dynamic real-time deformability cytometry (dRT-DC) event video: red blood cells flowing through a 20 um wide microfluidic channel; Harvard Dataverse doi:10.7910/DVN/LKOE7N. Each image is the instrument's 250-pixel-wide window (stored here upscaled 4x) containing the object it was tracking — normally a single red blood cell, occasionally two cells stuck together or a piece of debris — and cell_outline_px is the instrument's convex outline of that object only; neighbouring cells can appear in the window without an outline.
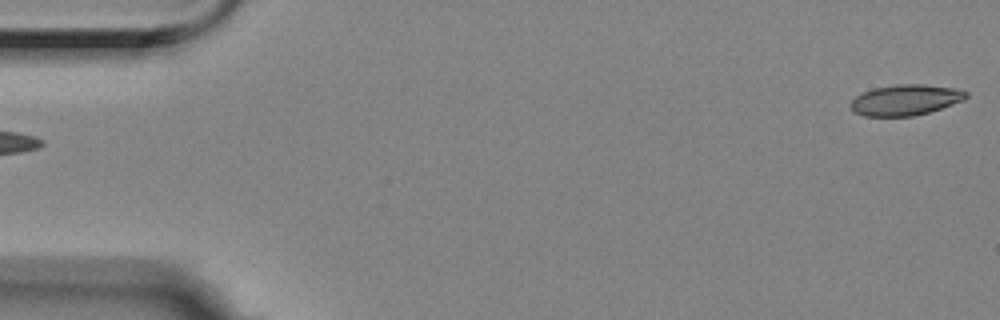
{"species": "Egyptian fruit bat (a non-hibernating species)", "species_latin": "Rousettus aegyptiacus", "temperature_condition": "room temperature", "stored_images_in_passage": 2, "segment_of_instrument_passage": [2, 2], "camera_frame_rate_fps": 3000, "um_per_image_px": 0.085, "animal": {"sex": "female"}, "frame": {"image": 1, "passage_image": 2, "time_ms": 0.333, "image_size_px": [1000, 320], "cell_outline_px": [[968, 96], [964, 100], [928, 112], [912, 116], [864, 116], [852, 112], [848, 104], [856, 96], [872, 88], [896, 84], [924, 84], [956, 88], [968, 92]], "centroid_in_image_um": [76.93, 8.49], "position_along_channel_um": 8.1, "area_um2": 20.81}}